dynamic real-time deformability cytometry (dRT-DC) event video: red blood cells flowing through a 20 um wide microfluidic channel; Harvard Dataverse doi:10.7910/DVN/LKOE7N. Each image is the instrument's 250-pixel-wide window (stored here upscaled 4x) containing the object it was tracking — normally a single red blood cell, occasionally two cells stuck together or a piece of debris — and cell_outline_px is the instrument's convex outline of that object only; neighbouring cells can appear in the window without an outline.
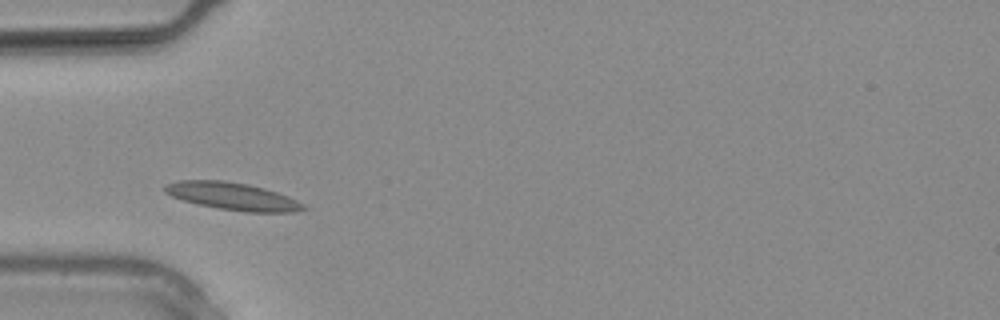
{"species": "common noctule bat (a hibernating species)", "species_latin": "Nyctalus noctula", "temperature_condition": "warm", "stored_images_in_passage": 11, "camera_frame_rate_fps": 3000, "um_per_image_px": 0.085, "animal": {"sex": "male", "body_mass_g": 20.4}, "frame": {"image": 1, "passage_image": 4, "time_ms": 1.0, "image_size_px": [1000, 320], "cell_outline_px": [[308, 208], [292, 212], [244, 212], [220, 208], [200, 204], [184, 200], [172, 196], [164, 192], [164, 188], [168, 184], [180, 180], [224, 180], [248, 184], [264, 188], [288, 196], [304, 204]], "centroid_in_image_um": [19.8, 16.68], "position_along_channel_um": 65.2, "area_um2": 21.91}}